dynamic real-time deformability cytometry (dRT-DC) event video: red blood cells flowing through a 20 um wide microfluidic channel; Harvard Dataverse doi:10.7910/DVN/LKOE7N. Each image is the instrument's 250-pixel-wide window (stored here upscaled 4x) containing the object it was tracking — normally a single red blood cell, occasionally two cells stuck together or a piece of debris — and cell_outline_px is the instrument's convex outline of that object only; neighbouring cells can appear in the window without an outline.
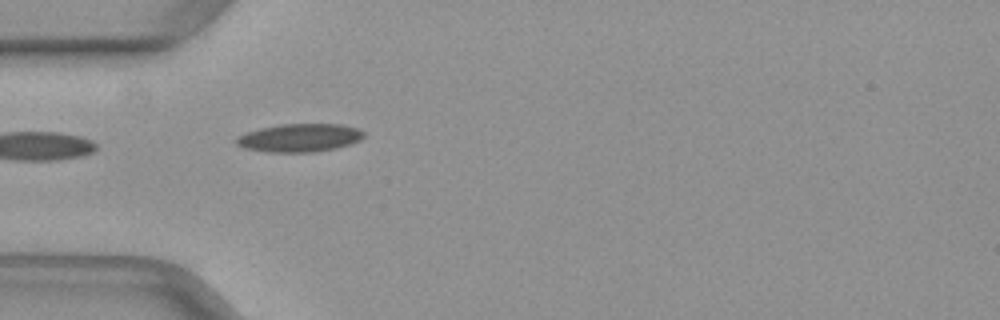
{"species": "common noctule bat (a hibernating species)", "species_latin": "Nyctalus noctula", "temperature_condition": "warm", "stored_images_in_passage": 22, "camera_frame_rate_fps": 3000, "um_per_image_px": 0.085, "animal": {"sex": "female", "body_mass_g": 29.2, "forearm_length_mm": 56.3}, "frame": {"image": 1, "passage_image": 1, "time_ms": 0.0, "image_size_px": [1000, 320], "cell_outline_px": [[364, 136], [360, 140], [336, 148], [312, 152], [268, 152], [244, 148], [236, 144], [236, 140], [240, 136], [248, 132], [260, 128], [280, 124], [344, 124], [360, 128], [364, 132]], "centroid_in_image_um": [25.51, 11.7], "position_along_channel_um": 59.5, "area_um2": 20.87}}
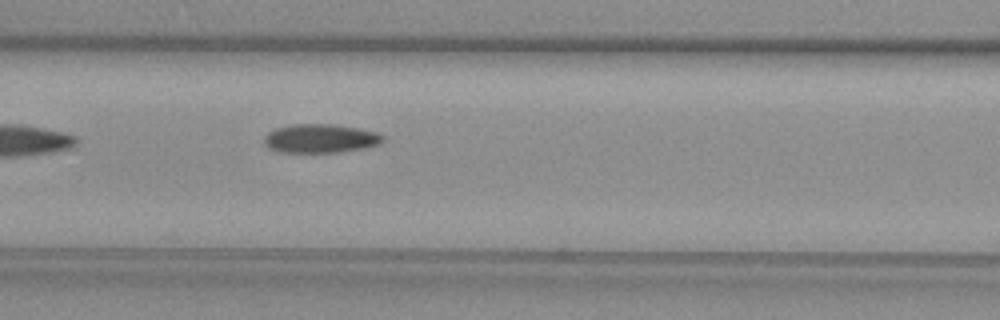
{"frame": {"image": 2, "passage_image": 7, "time_ms": 2.0, "image_size_px": [1000, 320], "cell_outline_px": [[384, 140], [376, 144], [364, 148], [340, 152], [280, 152], [268, 148], [264, 144], [264, 136], [268, 132], [276, 128], [292, 124], [332, 124], [360, 128], [376, 132], [384, 136]], "centroid_in_image_um": [27.21, 11.76], "position_along_channel_um": 139.4, "area_um2": 19.94}}
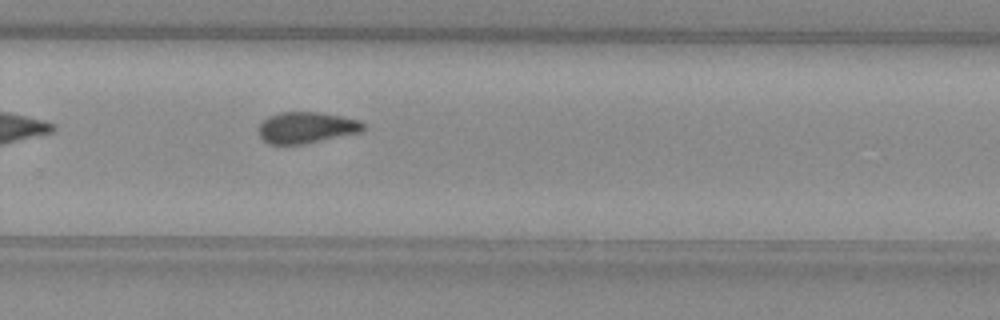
{"frame": {"image": 3, "passage_image": 19, "time_ms": 6.0, "image_size_px": [1000, 320], "cell_outline_px": [[364, 128], [360, 132], [304, 144], [268, 144], [256, 132], [260, 124], [268, 116], [280, 112], [320, 112], [360, 120], [364, 124]], "centroid_in_image_um": [26.01, 10.84], "position_along_channel_um": 303.8, "area_um2": 19.07}}